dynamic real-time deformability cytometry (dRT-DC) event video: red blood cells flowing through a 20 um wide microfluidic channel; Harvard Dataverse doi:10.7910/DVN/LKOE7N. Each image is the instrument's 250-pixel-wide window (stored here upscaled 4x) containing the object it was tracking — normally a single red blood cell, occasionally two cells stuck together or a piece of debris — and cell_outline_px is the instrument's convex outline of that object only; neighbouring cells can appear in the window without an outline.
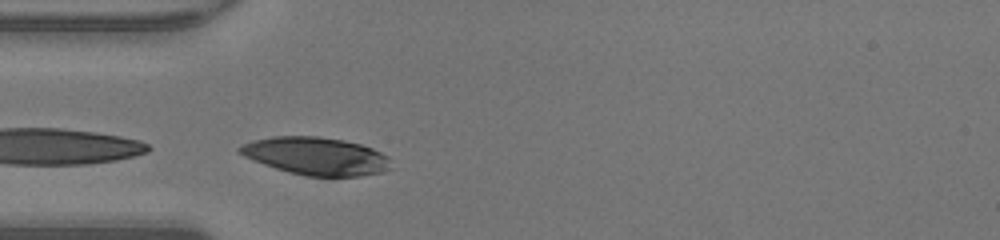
{"species": "human", "species_latin": "Homo sapiens", "temperature_condition": "warm", "stored_images_in_passage": 5, "camera_frame_rate_fps": 3000, "um_per_image_px": 0.085, "donor": {"sex": "male"}, "frame": {"image": 1, "passage_image": 5, "time_ms": 1.333, "image_size_px": [1000, 240], "cell_outline_px": [[388, 168], [380, 172], [360, 176], [304, 176], [288, 172], [264, 164], [244, 156], [236, 152], [236, 148], [252, 140], [272, 136], [320, 136], [344, 140], [360, 144], [372, 148], [388, 156]], "centroid_in_image_um": [26.8, 13.25], "position_along_channel_um": 58.2, "area_um2": 33.12}}